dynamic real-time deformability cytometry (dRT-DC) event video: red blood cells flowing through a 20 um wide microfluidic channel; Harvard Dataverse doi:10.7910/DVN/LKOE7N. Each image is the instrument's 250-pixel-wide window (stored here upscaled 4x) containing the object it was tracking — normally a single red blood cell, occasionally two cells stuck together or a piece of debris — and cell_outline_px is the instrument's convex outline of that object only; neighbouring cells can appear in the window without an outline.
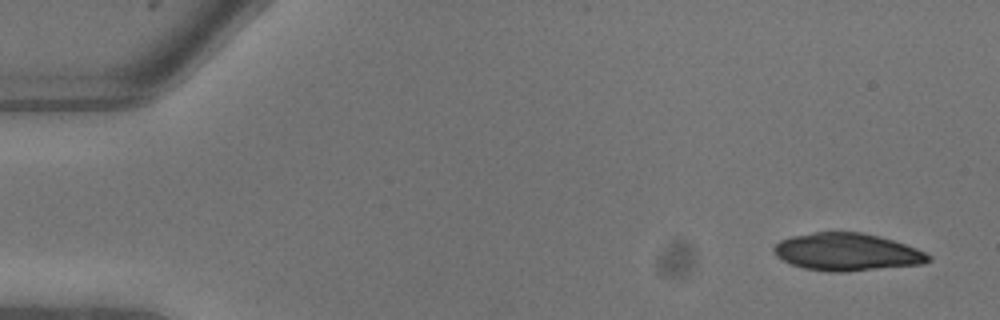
{"species": "common noctule bat (a hibernating species)", "species_latin": "Nyctalus noctula", "temperature_condition": "warm", "stored_images_in_passage": 8, "camera_frame_rate_fps": 3000, "um_per_image_px": 0.085, "animal": {"sex": "male", "body_mass_g": 13.3}, "frame": {"image": 1, "passage_image": 1, "time_ms": 0.0, "image_size_px": [1000, 320], "cell_outline_px": [[932, 260], [924, 264], [844, 272], [828, 272], [804, 268], [792, 264], [776, 256], [772, 248], [780, 240], [792, 236], [816, 232], [860, 232], [880, 236], [916, 248], [932, 256]], "centroid_in_image_um": [72.01, 21.42], "position_along_channel_um": 13.0, "area_um2": 33.76}}
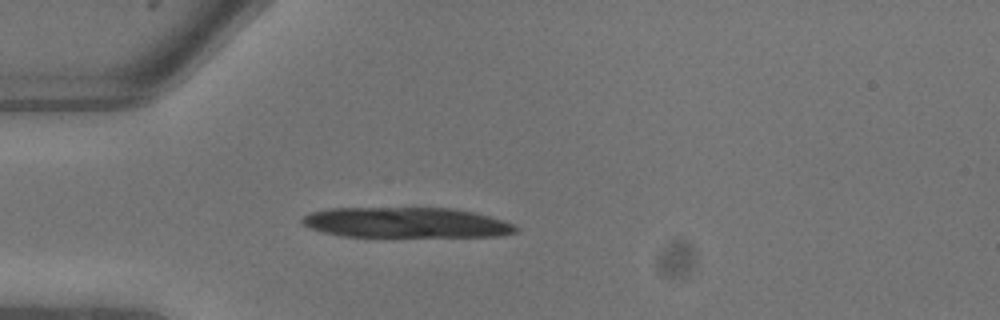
{"frame": {"image": 2, "passage_image": 6, "time_ms": 1.667, "image_size_px": [1000, 320], "cell_outline_px": [[520, 228], [516, 232], [500, 236], [340, 236], [308, 228], [300, 220], [304, 216], [312, 212], [332, 208], [452, 208], [476, 212], [516, 224]], "centroid_in_image_um": [34.56, 18.92], "position_along_channel_um": 50.4, "area_um2": 37.8}}